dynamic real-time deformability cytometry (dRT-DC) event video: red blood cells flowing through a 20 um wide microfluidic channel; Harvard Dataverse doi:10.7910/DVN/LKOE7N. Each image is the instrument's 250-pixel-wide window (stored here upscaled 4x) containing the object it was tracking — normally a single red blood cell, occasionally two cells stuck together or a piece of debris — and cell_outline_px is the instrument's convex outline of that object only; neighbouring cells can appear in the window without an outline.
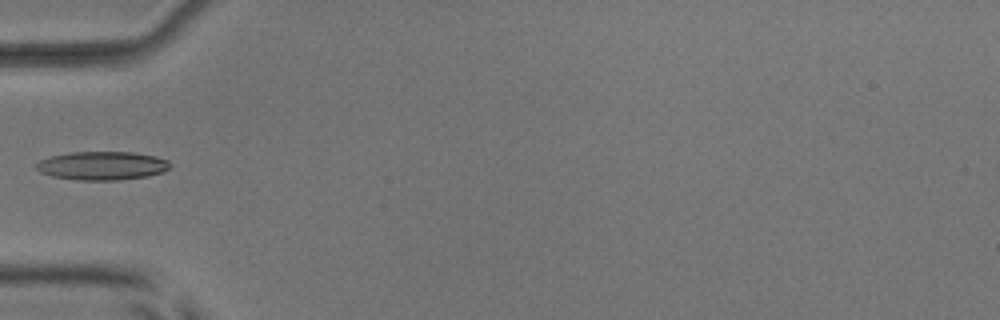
{"species": "common noctule bat (a hibernating species)", "species_latin": "Nyctalus noctula", "temperature_condition": "room temperature", "stored_images_in_passage": 36, "camera_frame_rate_fps": 3000, "um_per_image_px": 0.085, "animal": {"sex": "male", "body_mass_g": 17.9, "forearm_length_mm": 54.2}, "frame": {"image": 1, "passage_image": 1, "time_ms": 0.0, "image_size_px": [1000, 320], "cell_outline_px": [[172, 168], [164, 172], [148, 176], [116, 180], [80, 180], [52, 176], [40, 172], [36, 168], [36, 164], [40, 160], [52, 156], [68, 152], [132, 152], [156, 156], [168, 160], [172, 164]], "centroid_in_image_um": [8.74, 14.08], "position_along_channel_um": 76.3, "area_um2": 22.37}}
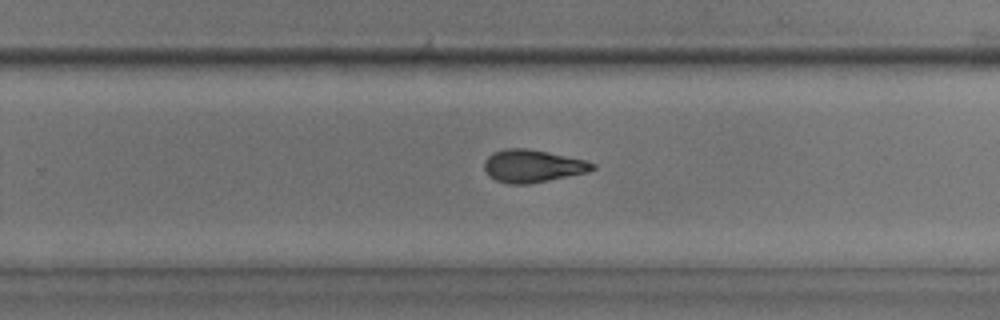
{"frame": {"image": 2, "passage_image": 17, "time_ms": 5.333, "image_size_px": [1000, 320], "cell_outline_px": [[596, 168], [588, 172], [528, 184], [508, 184], [496, 180], [488, 176], [484, 168], [484, 160], [492, 152], [504, 148], [524, 148], [548, 152], [584, 160], [596, 164]], "centroid_in_image_um": [45.23, 14.11], "position_along_channel_um": 284.6, "area_um2": 20.58}}
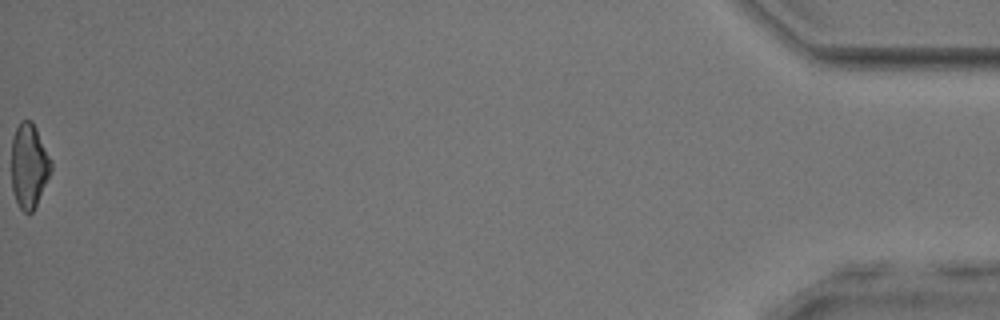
{"frame": {"image": 3, "passage_image": 36, "time_ms": 11.667, "image_size_px": [1000, 320], "cell_outline_px": [[52, 168], [36, 204], [32, 212], [24, 212], [20, 208], [12, 192], [12, 136], [20, 120], [32, 120], [52, 160]], "centroid_in_image_um": [2.46, 14.05], "position_along_channel_um": 432.7, "area_um2": 19.36}}